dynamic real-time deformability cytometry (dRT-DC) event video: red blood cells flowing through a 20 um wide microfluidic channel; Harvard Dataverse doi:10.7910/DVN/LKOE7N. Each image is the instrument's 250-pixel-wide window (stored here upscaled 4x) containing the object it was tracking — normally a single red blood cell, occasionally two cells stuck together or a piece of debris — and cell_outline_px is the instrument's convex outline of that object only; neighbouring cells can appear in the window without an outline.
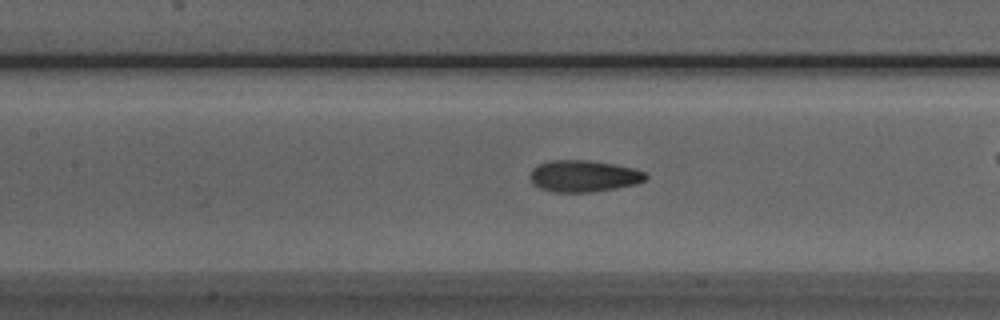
{"species": "Egyptian fruit bat (a non-hibernating species)", "species_latin": "Rousettus aegyptiacus", "temperature_condition": "room temperature", "stored_images_in_passage": 41, "camera_frame_rate_fps": 3000, "um_per_image_px": 0.085, "animal": {"sex": "male"}, "frame": {"image": 1, "passage_image": 11, "time_ms": 3.333, "image_size_px": [1000, 320], "cell_outline_px": [[648, 176], [644, 180], [636, 184], [616, 188], [592, 192], [552, 192], [540, 188], [532, 184], [528, 176], [532, 168], [536, 164], [548, 160], [588, 160], [612, 164], [632, 168], [644, 172]], "centroid_in_image_um": [49.53, 14.96], "position_along_channel_um": 157.9, "area_um2": 21.5}}
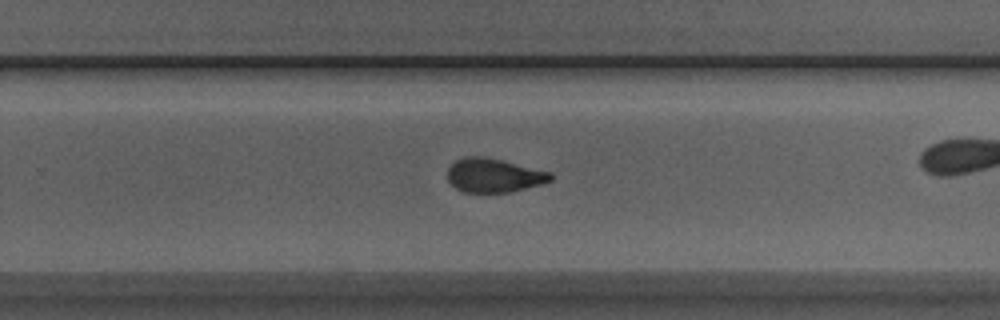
{"frame": {"image": 2, "passage_image": 21, "time_ms": 6.667, "image_size_px": [1000, 320], "cell_outline_px": [[552, 180], [544, 184], [512, 192], [464, 192], [456, 188], [448, 180], [448, 168], [456, 160], [464, 156], [480, 156], [500, 160], [552, 172]], "centroid_in_image_um": [42.0, 14.91], "position_along_channel_um": 287.8, "area_um2": 20.35}}
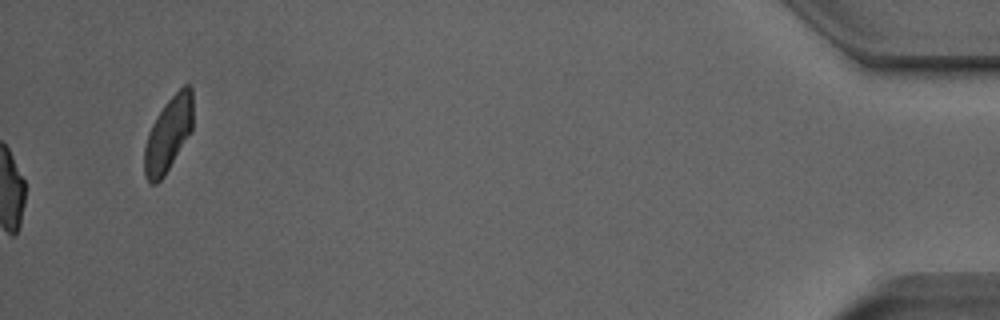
{"frame": {"image": 3, "passage_image": 41, "time_ms": 13.333, "image_size_px": [1000, 320], "cell_outline_px": [[192, 132], [164, 176], [156, 184], [152, 184], [144, 176], [144, 148], [148, 132], [156, 116], [164, 104], [184, 84], [188, 84], [192, 88]], "centroid_in_image_um": [14.3, 11.42], "position_along_channel_um": 420.9, "area_um2": 21.21}, "authors_computed_cell_mechanics": {"area_um2": 21.2126, "velocity_mm_per_s": 3.92, "shape_relaxation_time_tau1_ms": 7.5437, "shape_relaxation_time_tau2_ms": 1.5562, "deformation_change_tau1": 0.2037, "deformation_change_tau2": 0.0812}}